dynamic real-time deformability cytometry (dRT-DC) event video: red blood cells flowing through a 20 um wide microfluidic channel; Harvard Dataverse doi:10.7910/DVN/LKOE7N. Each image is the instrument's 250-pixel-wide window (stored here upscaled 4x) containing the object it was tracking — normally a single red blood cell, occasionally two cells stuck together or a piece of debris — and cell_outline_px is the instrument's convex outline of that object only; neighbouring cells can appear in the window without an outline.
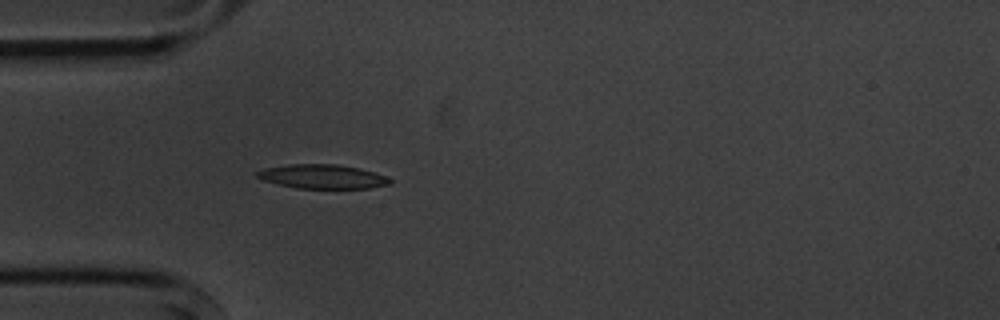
{"species": "common noctule bat (a hibernating species)", "species_latin": "Nyctalus noctula", "temperature_condition": "cold", "stored_images_in_passage": 3, "camera_frame_rate_fps": 3000, "um_per_image_px": 0.085, "animal": {"sex": "male", "body_mass_g": 20.1, "forearm_length_mm": 53.5}, "frame": {"image": 1, "passage_image": 3, "time_ms": 2.333, "image_size_px": [1000, 320], "cell_outline_px": [[392, 184], [368, 188], [296, 188], [260, 180], [256, 176], [256, 172], [264, 168], [288, 164], [336, 164], [360, 168], [384, 176], [392, 180]], "centroid_in_image_um": [27.37, 15.0], "position_along_channel_um": 57.6, "area_um2": 18.67}}